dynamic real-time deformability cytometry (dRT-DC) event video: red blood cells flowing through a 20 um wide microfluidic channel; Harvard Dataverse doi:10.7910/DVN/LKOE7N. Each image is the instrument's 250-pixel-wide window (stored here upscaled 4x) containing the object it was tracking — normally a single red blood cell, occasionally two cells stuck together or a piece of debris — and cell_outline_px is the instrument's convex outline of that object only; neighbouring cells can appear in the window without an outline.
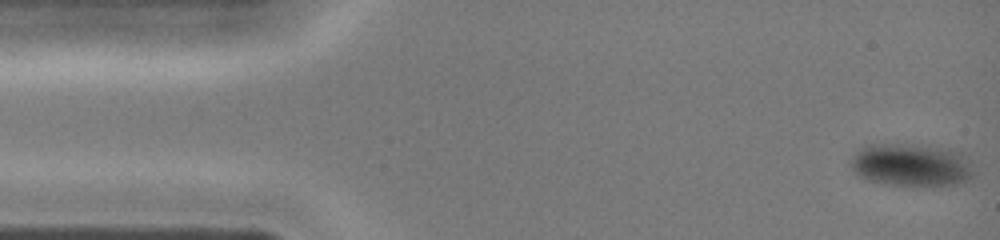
{"species": "common noctule bat (a hibernating species)", "species_latin": "Nyctalus noctula", "temperature_condition": "cold", "stored_images_in_passage": 41, "camera_frame_rate_fps": 3000, "um_per_image_px": 0.085, "animal": {"sex": "female", "body_mass_g": 19.0, "forearm_length_mm": 51.5}, "frame": {"image": 1, "passage_image": 1, "time_ms": 0.0, "image_size_px": [1000, 240], "cell_outline_px": [[972, 176], [968, 180], [956, 184], [928, 188], [912, 188], [868, 180], [860, 176], [848, 164], [852, 156], [864, 144], [928, 144], [948, 148], [964, 152], [968, 156], [972, 172]], "centroid_in_image_um": [77.49, 14.03], "position_along_channel_um": 7.5, "area_um2": 31.96}}
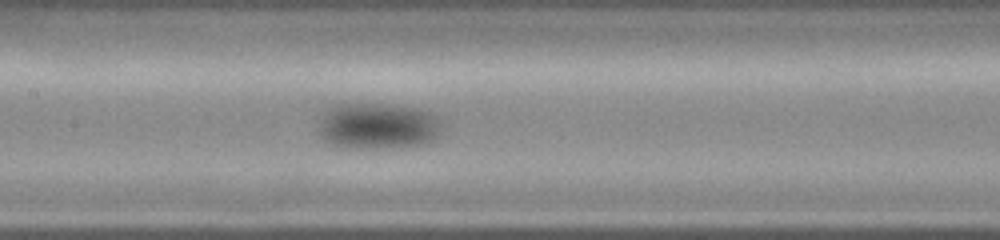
{"frame": {"image": 2, "passage_image": 19, "time_ms": 6.0, "image_size_px": [1000, 240], "cell_outline_px": [[440, 132], [432, 140], [424, 144], [396, 148], [344, 148], [332, 144], [324, 140], [316, 132], [320, 116], [324, 112], [336, 104], [392, 104], [416, 108], [432, 112], [440, 120]], "centroid_in_image_um": [32.07, 10.72], "position_along_channel_um": 175.3, "area_um2": 33.81}}
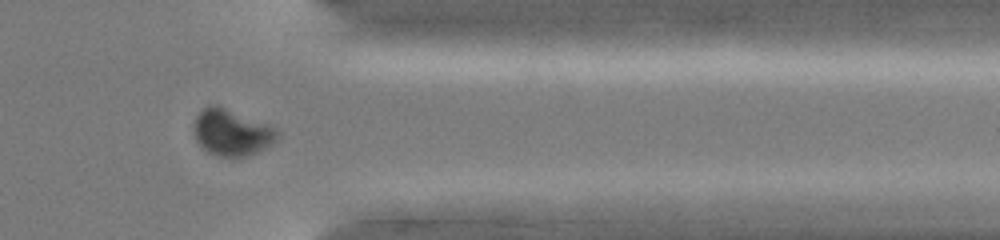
{"frame": {"image": 3, "passage_image": 33, "time_ms": 10.667, "image_size_px": [1000, 240], "cell_outline_px": [[280, 132], [276, 140], [272, 144], [256, 152], [244, 156], [216, 156], [208, 152], [196, 140], [196, 116], [208, 104], [216, 104], [268, 124], [276, 128]], "centroid_in_image_um": [19.73, 11.25], "position_along_channel_um": 391.7, "area_um2": 22.2}}